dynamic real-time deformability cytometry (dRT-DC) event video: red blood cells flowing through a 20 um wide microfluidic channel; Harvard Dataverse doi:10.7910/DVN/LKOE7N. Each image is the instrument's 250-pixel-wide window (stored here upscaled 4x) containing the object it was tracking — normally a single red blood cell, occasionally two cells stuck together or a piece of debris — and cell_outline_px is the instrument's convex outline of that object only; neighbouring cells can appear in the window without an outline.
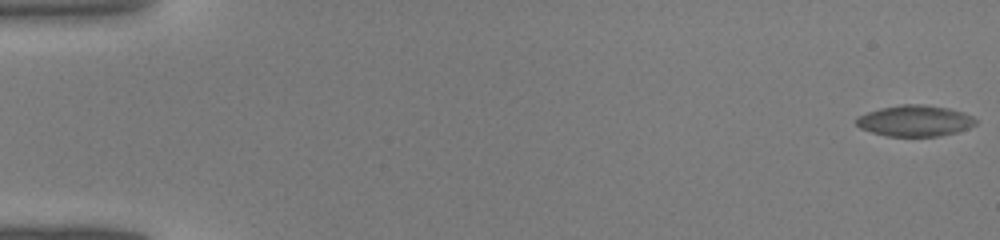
{"species": "common noctule bat (a hibernating species)", "species_latin": "Nyctalus noctula", "temperature_condition": "warm", "stored_images_in_passage": 9, "camera_frame_rate_fps": 3000, "um_per_image_px": 0.085, "animal": {"sex": "male", "body_mass_g": 19.0, "forearm_length_mm": 50.8}, "frame": {"image": 1, "passage_image": 1, "time_ms": 0.0, "image_size_px": [1000, 240], "cell_outline_px": [[976, 124], [968, 128], [956, 132], [936, 136], [888, 136], [872, 132], [860, 128], [856, 124], [856, 116], [880, 108], [900, 104], [920, 104], [948, 108], [972, 116], [976, 120]], "centroid_in_image_um": [77.73, 10.26], "position_along_channel_um": 7.3, "area_um2": 21.44}}